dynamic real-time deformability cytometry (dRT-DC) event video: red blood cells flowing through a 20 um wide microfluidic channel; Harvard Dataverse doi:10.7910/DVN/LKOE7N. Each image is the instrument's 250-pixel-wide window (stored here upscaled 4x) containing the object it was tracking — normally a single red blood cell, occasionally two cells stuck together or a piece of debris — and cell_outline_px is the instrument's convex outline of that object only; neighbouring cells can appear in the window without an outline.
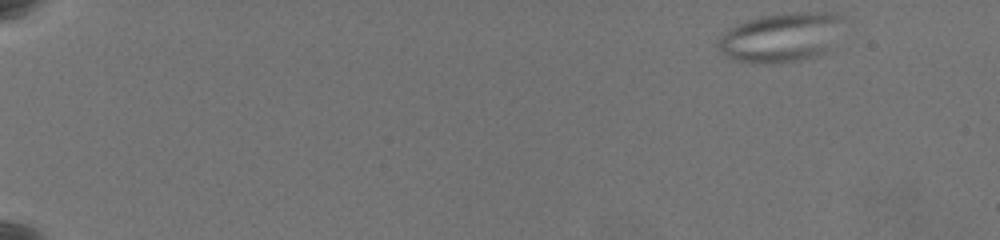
{"species": "common noctule bat (a hibernating species)", "species_latin": "Nyctalus noctula", "temperature_condition": "warm", "stored_images_in_passage": 58, "camera_frame_rate_fps": 3000, "um_per_image_px": 0.085, "animal": {"sex": "female", "body_mass_g": 19.5, "forearm_length_mm": 54.1}, "frame": {"image": 1, "passage_image": 1, "time_ms": 0.0, "image_size_px": [1000, 240], "cell_outline_px": [[844, 16], [824, 52], [820, 56], [780, 64], [768, 64], [740, 60], [724, 56], [716, 48], [716, 40], [728, 28], [744, 20], [764, 16], [792, 12], [824, 12]], "centroid_in_image_um": [66.27, 3.18], "position_along_channel_um": 18.7, "area_um2": 35.66}}
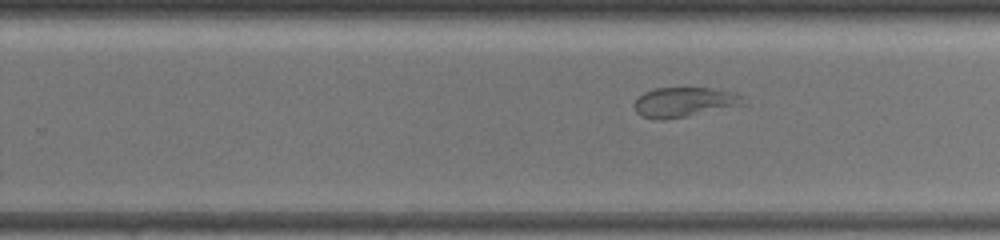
{"frame": {"image": 2, "passage_image": 38, "time_ms": 12.333, "image_size_px": [1000, 240], "cell_outline_px": [[748, 104], [688, 116], [664, 120], [656, 120], [640, 116], [636, 112], [632, 104], [644, 92], [656, 88], [712, 88], [736, 92]], "centroid_in_image_um": [58.16, 8.69], "position_along_channel_um": 271.6, "area_um2": 19.13}}
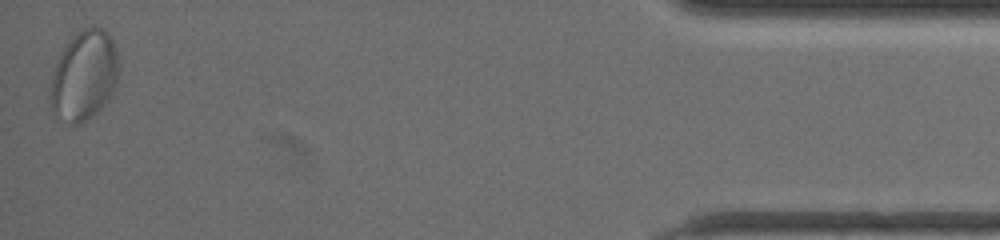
{"frame": {"image": 3, "passage_image": 58, "time_ms": 19.0, "image_size_px": [1000, 240], "cell_outline_px": [[116, 84], [108, 100], [92, 116], [80, 124], [72, 124], [56, 112], [52, 108], [48, 96], [52, 76], [56, 64], [64, 48], [72, 36], [84, 28], [92, 24], [96, 24], [104, 28], [108, 32], [112, 40], [116, 52]], "centroid_in_image_um": [7.14, 6.38], "position_along_channel_um": 428.1, "area_um2": 35.26}}